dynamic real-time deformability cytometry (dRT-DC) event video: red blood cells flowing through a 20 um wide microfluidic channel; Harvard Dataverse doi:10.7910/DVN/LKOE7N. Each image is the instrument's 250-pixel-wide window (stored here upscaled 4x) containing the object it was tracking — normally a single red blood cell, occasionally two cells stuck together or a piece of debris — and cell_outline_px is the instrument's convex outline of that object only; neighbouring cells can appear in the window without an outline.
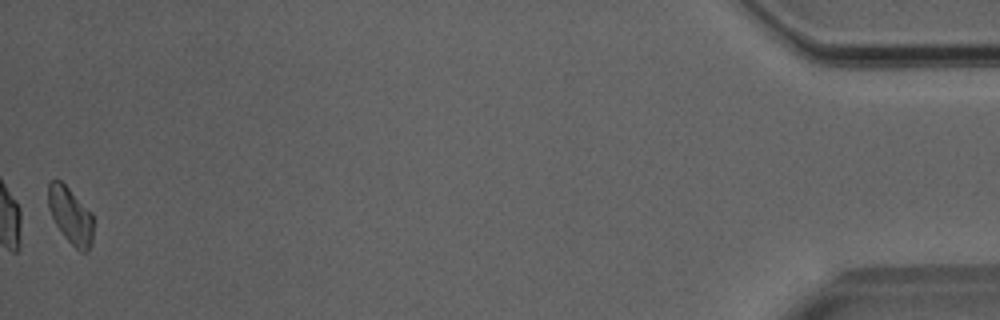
{"species": "Egyptian fruit bat (a non-hibernating species)", "species_latin": "Rousettus aegyptiacus", "temperature_condition": "room temperature", "stored_images_in_passage": 48, "camera_frame_rate_fps": 3000, "um_per_image_px": 0.085, "animal": {"sex": "male"}, "frame": {"image": 1, "passage_image": 48, "time_ms": 15.667, "image_size_px": [1000, 320], "cell_outline_px": [[92, 240], [88, 252], [80, 252], [64, 236], [56, 224], [48, 208], [48, 184], [52, 180], [60, 180], [92, 212]], "centroid_in_image_um": [5.99, 18.32], "position_along_channel_um": 429.2, "area_um2": 14.68}}